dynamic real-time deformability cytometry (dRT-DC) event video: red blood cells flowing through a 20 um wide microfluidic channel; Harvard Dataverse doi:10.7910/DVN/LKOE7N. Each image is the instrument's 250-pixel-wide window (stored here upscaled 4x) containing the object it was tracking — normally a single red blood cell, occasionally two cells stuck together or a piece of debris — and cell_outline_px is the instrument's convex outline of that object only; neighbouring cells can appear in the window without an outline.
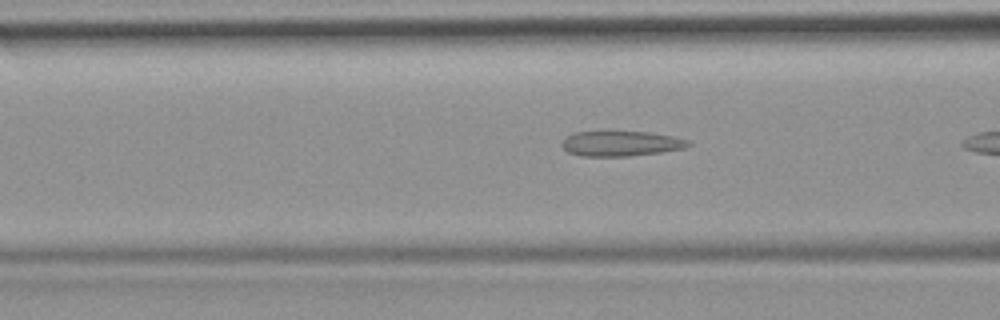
{"species": "common noctule bat (a hibernating species)", "species_latin": "Nyctalus noctula", "temperature_condition": "room temperature", "stored_images_in_passage": 8, "camera_frame_rate_fps": 3000, "um_per_image_px": 0.085, "animal": {"sex": "female", "body_mass_g": 19.9}, "frame": {"image": 1, "passage_image": 6, "time_ms": 1.667, "image_size_px": [1000, 320], "cell_outline_px": [[692, 144], [684, 148], [660, 152], [628, 156], [584, 156], [568, 152], [560, 144], [572, 132], [652, 132], [692, 140]], "centroid_in_image_um": [52.83, 12.2], "position_along_channel_um": 113.8, "area_um2": 18.44}}